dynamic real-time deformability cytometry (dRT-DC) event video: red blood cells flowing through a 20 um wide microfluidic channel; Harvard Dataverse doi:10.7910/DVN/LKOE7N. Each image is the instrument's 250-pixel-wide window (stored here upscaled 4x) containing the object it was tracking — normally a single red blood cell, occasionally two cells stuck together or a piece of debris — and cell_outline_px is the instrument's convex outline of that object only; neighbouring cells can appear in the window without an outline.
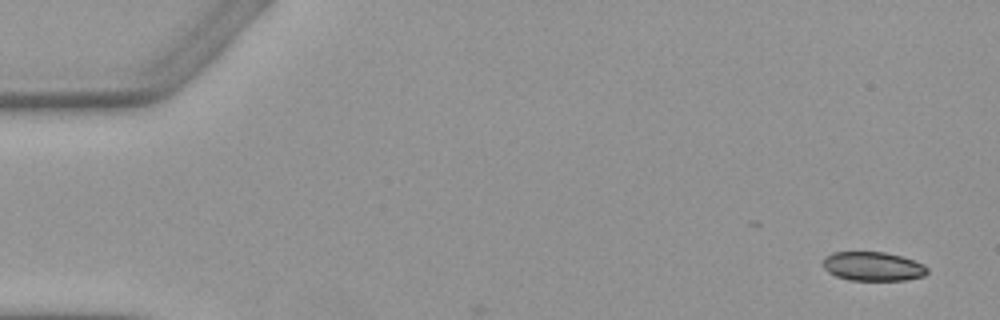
{"species": "Egyptian fruit bat (a non-hibernating species)", "species_latin": "Rousettus aegyptiacus", "temperature_condition": "warm", "stored_images_in_passage": 2, "camera_frame_rate_fps": 3000, "um_per_image_px": 0.085, "animal": {"sex": "female"}, "frame": {"image": 1, "passage_image": 1, "time_ms": 0.0, "image_size_px": [1000, 320], "cell_outline_px": [[928, 272], [924, 276], [904, 280], [848, 280], [836, 276], [828, 272], [824, 268], [824, 256], [832, 252], [884, 252], [900, 256], [924, 264], [928, 268]], "centroid_in_image_um": [74.19, 22.64], "position_along_channel_um": 10.8, "area_um2": 17.63}}